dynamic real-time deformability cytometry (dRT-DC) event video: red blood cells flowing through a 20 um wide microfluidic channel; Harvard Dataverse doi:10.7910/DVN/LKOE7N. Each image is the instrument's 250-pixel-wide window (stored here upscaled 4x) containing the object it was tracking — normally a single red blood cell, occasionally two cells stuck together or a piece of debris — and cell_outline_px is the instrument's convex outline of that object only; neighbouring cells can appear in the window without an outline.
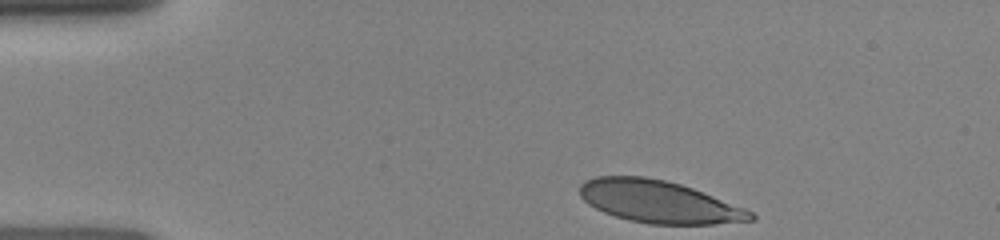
{"species": "human", "species_latin": "Homo sapiens", "temperature_condition": "room temperature", "stored_images_in_passage": 5, "camera_frame_rate_fps": 3000, "um_per_image_px": 0.085, "donor": {"sex": "female"}, "frame": {"image": 1, "passage_image": 1, "time_ms": 0.0, "image_size_px": [1000, 240], "cell_outline_px": [[756, 220], [712, 224], [648, 224], [628, 220], [604, 212], [588, 204], [580, 196], [580, 184], [584, 180], [596, 176], [644, 176], [664, 180], [680, 184], [692, 188], [744, 208], [752, 212], [756, 216]], "centroid_in_image_um": [55.98, 17.14], "position_along_channel_um": 29.0, "area_um2": 41.96}}
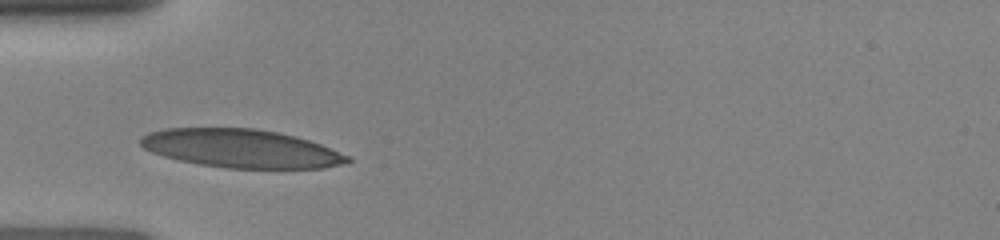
{"frame": {"image": 2, "passage_image": 4, "time_ms": 2.333, "image_size_px": [1000, 240], "cell_outline_px": [[352, 160], [348, 164], [324, 168], [228, 168], [200, 164], [180, 160], [164, 156], [152, 152], [144, 148], [140, 144], [140, 136], [148, 132], [164, 128], [256, 128], [296, 136], [320, 144], [352, 156]], "centroid_in_image_um": [20.53, 12.62], "position_along_channel_um": 64.5, "area_um2": 46.53}}